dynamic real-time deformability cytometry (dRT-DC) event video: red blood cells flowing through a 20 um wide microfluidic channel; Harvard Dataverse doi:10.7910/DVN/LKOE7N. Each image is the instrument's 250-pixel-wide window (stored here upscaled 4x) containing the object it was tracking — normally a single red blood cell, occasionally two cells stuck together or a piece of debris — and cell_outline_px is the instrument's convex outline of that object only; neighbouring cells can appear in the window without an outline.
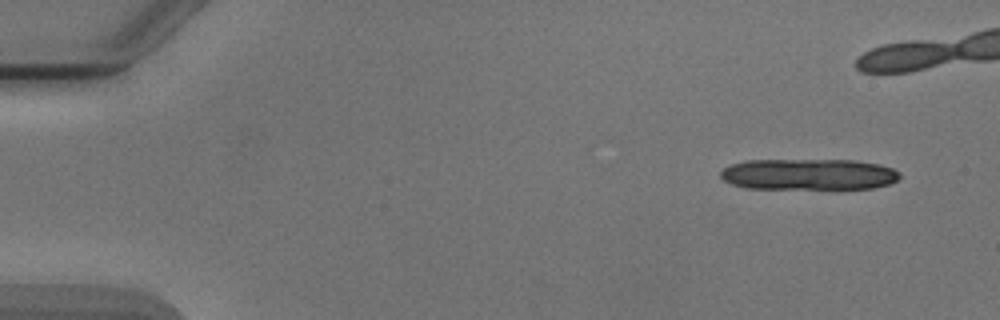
{"species": "Egyptian fruit bat (a non-hibernating species)", "species_latin": "Rousettus aegyptiacus", "temperature_condition": "cold", "stored_images_in_passage": 9, "segment_of_instrument_passage": [1, 3], "camera_frame_rate_fps": 3000, "um_per_image_px": 0.085, "animal": {"sex": "male"}, "frame": {"image": 1, "passage_image": 1, "time_ms": 0.0, "image_size_px": [1000, 320], "cell_outline_px": [[900, 176], [896, 180], [888, 184], [872, 188], [748, 188], [732, 184], [724, 180], [720, 176], [720, 172], [724, 168], [732, 164], [744, 160], [852, 160], [880, 164], [892, 168]], "centroid_in_image_um": [68.7, 14.81], "position_along_channel_um": 16.3, "area_um2": 32.25}}